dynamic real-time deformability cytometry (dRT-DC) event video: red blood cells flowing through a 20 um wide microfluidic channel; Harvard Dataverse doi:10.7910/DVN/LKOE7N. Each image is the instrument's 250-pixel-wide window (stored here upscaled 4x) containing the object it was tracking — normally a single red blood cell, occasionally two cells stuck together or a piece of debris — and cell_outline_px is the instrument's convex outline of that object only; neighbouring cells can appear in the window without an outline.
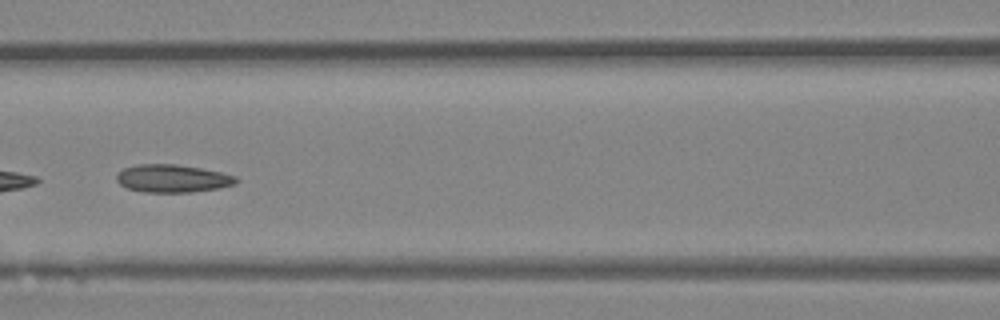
{"species": "Egyptian fruit bat (a non-hibernating species)", "species_latin": "Rousettus aegyptiacus", "temperature_condition": "room temperature", "stored_images_in_passage": 36, "camera_frame_rate_fps": 3000, "um_per_image_px": 0.085, "animal": {"sex": "female"}, "frame": {"image": 1, "passage_image": 21, "time_ms": 6.667, "image_size_px": [1000, 320], "cell_outline_px": [[240, 180], [236, 184], [220, 188], [192, 192], [144, 192], [128, 188], [120, 184], [116, 180], [116, 176], [124, 168], [136, 164], [176, 164], [200, 168], [220, 172], [236, 176]], "centroid_in_image_um": [14.69, 15.17], "position_along_channel_um": 151.9, "area_um2": 19.42}}